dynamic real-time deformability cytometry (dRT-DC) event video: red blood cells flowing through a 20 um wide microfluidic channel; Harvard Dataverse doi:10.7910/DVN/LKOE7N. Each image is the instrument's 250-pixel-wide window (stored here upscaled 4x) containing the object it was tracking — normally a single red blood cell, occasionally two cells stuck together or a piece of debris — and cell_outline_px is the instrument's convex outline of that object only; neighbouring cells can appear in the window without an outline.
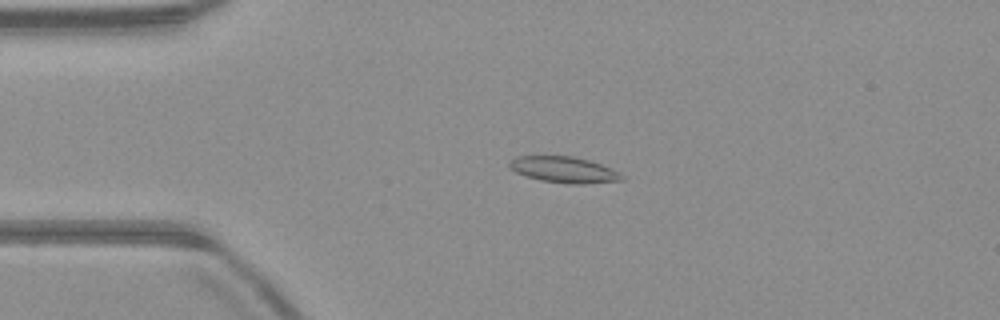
{"species": "common noctule bat (a hibernating species)", "species_latin": "Nyctalus noctula", "temperature_condition": "warm", "stored_images_in_passage": 52, "camera_frame_rate_fps": 3000, "um_per_image_px": 0.085, "animal": {"sex": "male", "body_mass_g": 23.1, "forearm_length_mm": 52.7}, "frame": {"image": 1, "passage_image": 12, "time_ms": 3.667, "image_size_px": [1000, 320], "cell_outline_px": [[624, 180], [584, 184], [572, 184], [540, 180], [516, 172], [508, 164], [516, 156], [572, 156], [588, 160], [600, 164], [624, 176]], "centroid_in_image_um": [47.93, 14.43], "position_along_channel_um": 37.1, "area_um2": 16.7}}
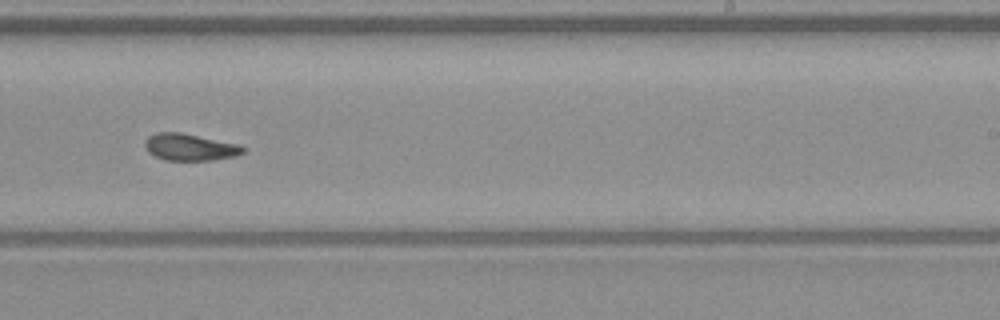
{"frame": {"image": 2, "passage_image": 32, "time_ms": 10.333, "image_size_px": [1000, 320], "cell_outline_px": [[244, 152], [236, 156], [212, 160], [164, 160], [148, 152], [144, 144], [144, 140], [148, 136], [156, 132], [180, 132], [240, 144], [244, 148]], "centroid_in_image_um": [16.13, 12.5], "position_along_channel_um": 272.9, "area_um2": 15.43}}
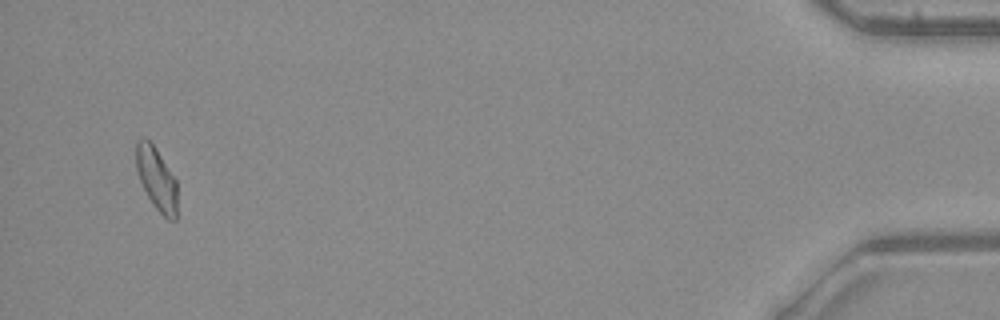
{"frame": {"image": 3, "passage_image": 50, "time_ms": 16.333, "image_size_px": [1000, 320], "cell_outline_px": [[176, 220], [168, 220], [152, 204], [140, 180], [136, 168], [136, 140], [140, 136], [144, 136], [156, 148], [176, 180]], "centroid_in_image_um": [13.28, 15.15], "position_along_channel_um": 421.9, "area_um2": 14.97}}